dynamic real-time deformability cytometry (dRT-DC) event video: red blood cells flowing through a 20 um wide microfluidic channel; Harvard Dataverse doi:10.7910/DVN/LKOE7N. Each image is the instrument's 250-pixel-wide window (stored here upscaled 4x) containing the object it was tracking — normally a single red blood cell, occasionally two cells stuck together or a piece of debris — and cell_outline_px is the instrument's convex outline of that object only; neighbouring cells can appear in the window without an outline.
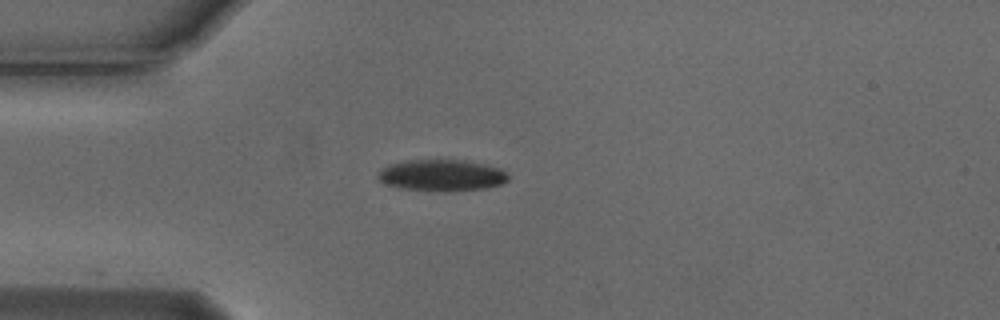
{"species": "Egyptian fruit bat (a non-hibernating species)", "species_latin": "Rousettus aegyptiacus", "temperature_condition": "cold", "stored_images_in_passage": 2, "camera_frame_rate_fps": 3000, "um_per_image_px": 0.085, "animal": {"sex": "male"}, "frame": {"image": 1, "passage_image": 1, "time_ms": 0.0, "image_size_px": [1000, 320], "cell_outline_px": [[508, 180], [500, 184], [488, 188], [444, 192], [400, 188], [384, 184], [376, 176], [388, 164], [404, 160], [464, 160], [484, 164], [500, 168], [508, 176]], "centroid_in_image_um": [37.53, 14.91], "position_along_channel_um": 47.5, "area_um2": 23.99}}